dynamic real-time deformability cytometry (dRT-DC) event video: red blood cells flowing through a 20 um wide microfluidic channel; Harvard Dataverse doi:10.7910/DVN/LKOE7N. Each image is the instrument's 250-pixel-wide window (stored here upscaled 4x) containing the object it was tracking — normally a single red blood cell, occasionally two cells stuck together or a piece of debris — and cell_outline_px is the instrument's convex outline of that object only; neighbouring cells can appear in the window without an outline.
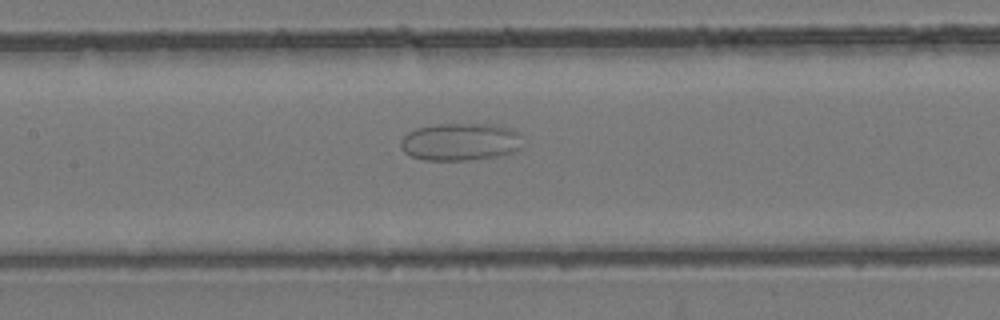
{"species": "common noctule bat (a hibernating species)", "species_latin": "Nyctalus noctula", "temperature_condition": "room temperature", "stored_images_in_passage": 31, "segment_of_instrument_passage": [1, 2], "camera_frame_rate_fps": 3000, "um_per_image_px": 0.085, "animal": {"sex": "female", "body_mass_g": 24.6, "forearm_length_mm": 56.2}, "frame": {"image": 1, "passage_image": 13, "time_ms": 4.0, "image_size_px": [1000, 320], "cell_outline_px": [[520, 148], [512, 152], [496, 156], [464, 160], [424, 160], [412, 156], [404, 152], [400, 144], [400, 140], [408, 132], [416, 128], [436, 124], [492, 124], [508, 128], [516, 132]], "centroid_in_image_um": [39.04, 12.05], "position_along_channel_um": 168.4, "area_um2": 26.24}}
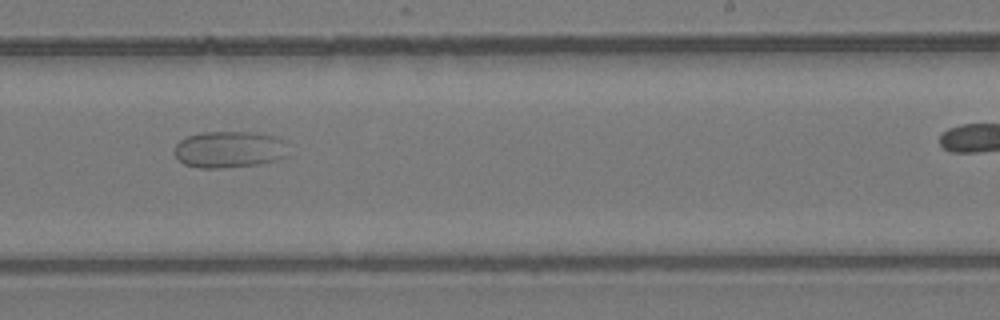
{"frame": {"image": 2, "passage_image": 21, "time_ms": 6.667, "image_size_px": [1000, 320], "cell_outline_px": [[284, 156], [272, 160], [256, 164], [220, 168], [200, 168], [184, 164], [176, 156], [176, 144], [180, 140], [188, 136], [204, 132], [248, 132], [272, 136], [280, 140]], "centroid_in_image_um": [19.36, 12.7], "position_along_channel_um": 269.6, "area_um2": 23.29}}
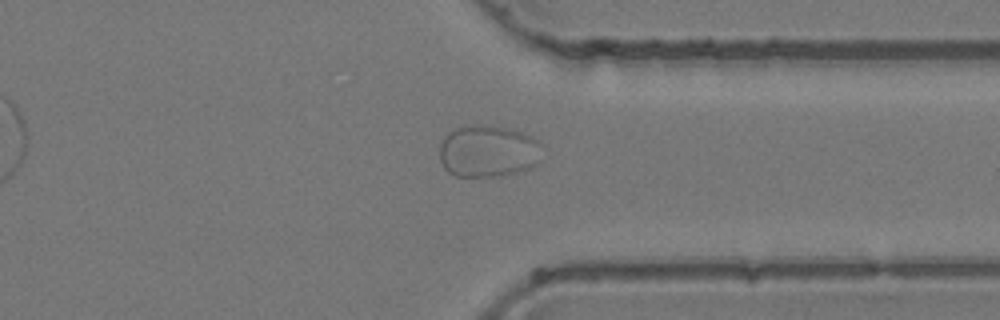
{"frame": {"image": 3, "passage_image": 29, "time_ms": 9.333, "image_size_px": [1000, 320], "cell_outline_px": [[548, 152], [536, 164], [528, 168], [516, 172], [500, 176], [456, 176], [448, 172], [444, 168], [440, 160], [440, 144], [444, 136], [452, 128], [460, 124], [492, 124], [508, 128], [532, 136], [540, 140], [544, 144]], "centroid_in_image_um": [41.54, 12.81], "position_along_channel_um": 369.9, "area_um2": 32.37}}